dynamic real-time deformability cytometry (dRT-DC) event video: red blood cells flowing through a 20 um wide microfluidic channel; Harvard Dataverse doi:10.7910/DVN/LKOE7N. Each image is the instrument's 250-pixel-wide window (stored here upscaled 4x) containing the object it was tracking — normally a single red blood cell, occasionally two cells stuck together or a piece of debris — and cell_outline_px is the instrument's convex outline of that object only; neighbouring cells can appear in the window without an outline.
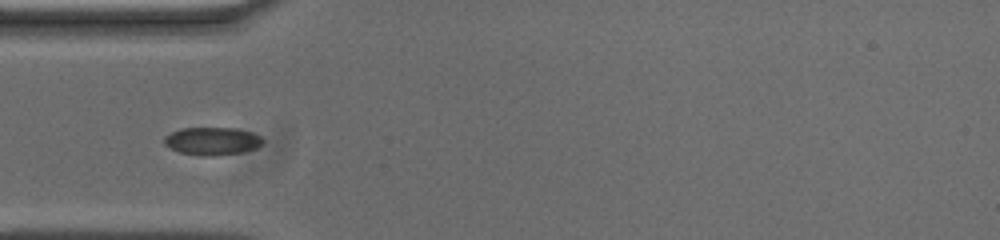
{"species": "common noctule bat (a hibernating species)", "species_latin": "Nyctalus noctula", "temperature_condition": "cold", "stored_images_in_passage": 41, "camera_frame_rate_fps": 3000, "um_per_image_px": 0.085, "animal": {"sex": "male", "body_mass_g": 20.0, "forearm_length_mm": 53.3}, "frame": {"image": 1, "passage_image": 1, "time_ms": 0.0, "image_size_px": [1000, 240], "cell_outline_px": [[264, 144], [256, 148], [240, 152], [212, 156], [200, 156], [180, 152], [164, 144], [164, 136], [180, 128], [236, 128], [252, 132], [260, 136], [264, 140]], "centroid_in_image_um": [18.06, 11.99], "position_along_channel_um": 66.9, "area_um2": 16.01}}
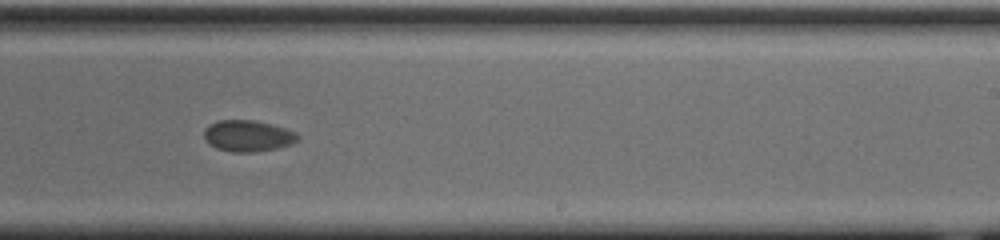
{"frame": {"image": 2, "passage_image": 18, "time_ms": 5.667, "image_size_px": [1000, 240], "cell_outline_px": [[300, 136], [292, 144], [276, 148], [256, 152], [232, 152], [216, 148], [208, 144], [204, 140], [204, 128], [220, 120], [252, 120], [284, 128], [296, 132]], "centroid_in_image_um": [21.04, 11.56], "position_along_channel_um": 268.0, "area_um2": 16.99}}
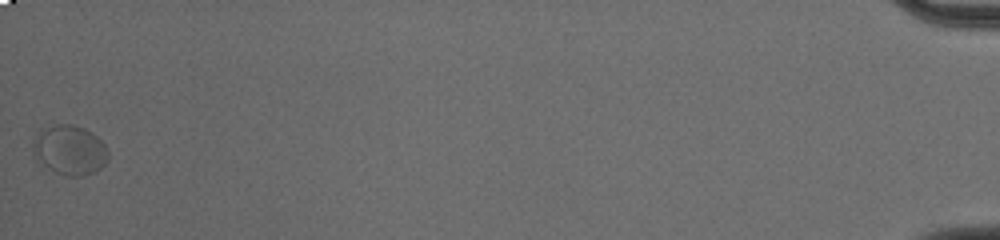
{"frame": {"image": 3, "passage_image": 41, "time_ms": 13.333, "image_size_px": [1000, 240], "cell_outline_px": [[108, 160], [100, 168], [84, 176], [68, 176], [56, 172], [36, 160], [32, 148], [32, 144], [40, 128], [56, 124], [72, 124], [84, 128], [92, 132], [104, 144], [108, 152]], "centroid_in_image_um": [5.91, 12.73], "position_along_channel_um": 429.3, "area_um2": 21.79}}